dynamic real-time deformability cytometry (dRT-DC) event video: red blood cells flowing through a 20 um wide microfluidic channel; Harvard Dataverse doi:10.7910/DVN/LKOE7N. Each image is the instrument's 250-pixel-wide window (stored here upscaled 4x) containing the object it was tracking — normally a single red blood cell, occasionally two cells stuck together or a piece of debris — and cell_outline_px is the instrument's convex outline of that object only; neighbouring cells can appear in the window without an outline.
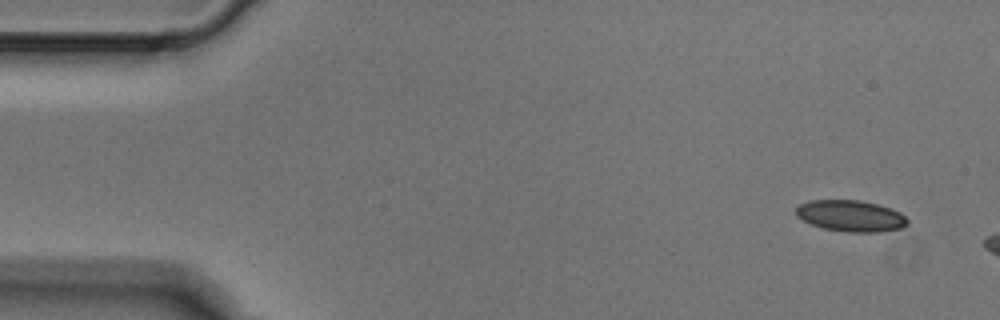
{"species": "Egyptian fruit bat (a non-hibernating species)", "species_latin": "Rousettus aegyptiacus", "temperature_condition": "cold", "stored_images_in_passage": 3, "camera_frame_rate_fps": 3000, "um_per_image_px": 0.085, "animal": {"sex": "male"}, "frame": {"image": 1, "passage_image": 1, "time_ms": 0.0, "image_size_px": [1000, 320], "cell_outline_px": [[908, 224], [900, 228], [880, 232], [848, 232], [824, 228], [812, 224], [796, 216], [796, 208], [800, 204], [808, 200], [860, 200], [892, 208], [900, 212], [908, 220]], "centroid_in_image_um": [72.32, 18.34], "position_along_channel_um": 12.7, "area_um2": 20.29}}